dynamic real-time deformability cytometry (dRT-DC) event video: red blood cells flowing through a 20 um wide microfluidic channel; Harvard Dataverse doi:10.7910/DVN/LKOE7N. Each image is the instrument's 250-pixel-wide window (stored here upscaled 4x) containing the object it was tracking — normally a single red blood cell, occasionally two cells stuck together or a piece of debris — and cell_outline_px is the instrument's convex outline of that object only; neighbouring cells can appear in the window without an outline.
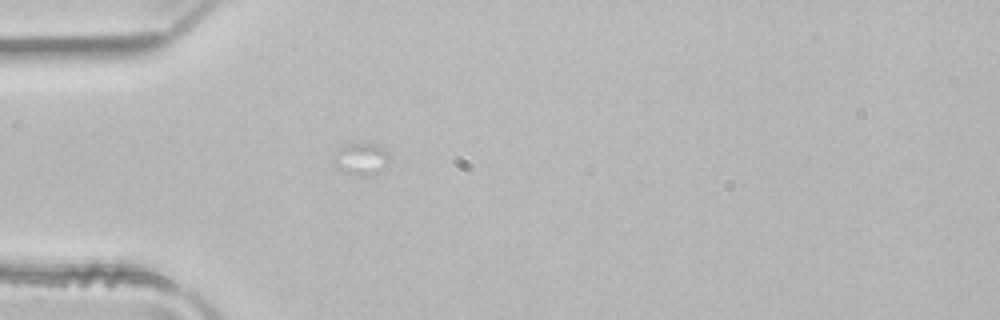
{"species": "common noctule bat (a hibernating species)", "species_latin": "Nyctalus noctula", "temperature_condition": "room temperature", "stored_images_in_passage": 11, "camera_frame_rate_fps": 3000, "um_per_image_px": 0.085, "animal": {"sex": "male", "body_mass_g": 21.5, "forearm_length_mm": 52.0}, "frame": {"image": 1, "passage_image": 1, "time_ms": 0.0, "image_size_px": [1000, 320], "cell_outline_px": [[388, 160], [372, 176], [360, 176], [340, 172], [332, 164], [336, 152], [352, 144], [380, 144], [388, 152]], "centroid_in_image_um": [30.66, 13.54], "position_along_channel_um": 54.3, "area_um2": 10.17}}